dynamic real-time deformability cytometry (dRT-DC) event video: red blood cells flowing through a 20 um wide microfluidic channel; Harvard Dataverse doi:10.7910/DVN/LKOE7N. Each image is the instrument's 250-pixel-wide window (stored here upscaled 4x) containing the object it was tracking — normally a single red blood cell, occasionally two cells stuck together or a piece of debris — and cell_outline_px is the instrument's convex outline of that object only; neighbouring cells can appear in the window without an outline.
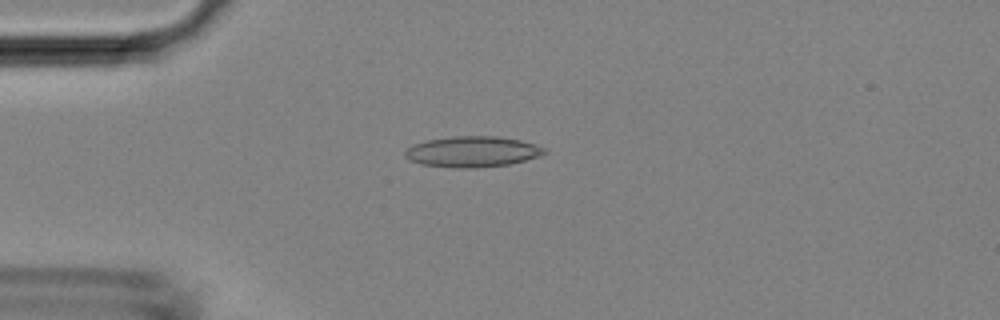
{"species": "Egyptian fruit bat (a non-hibernating species)", "species_latin": "Rousettus aegyptiacus", "temperature_condition": "room temperature", "stored_images_in_passage": 45, "camera_frame_rate_fps": 3000, "um_per_image_px": 0.085, "animal": {"sex": "female"}, "frame": {"image": 1, "passage_image": 11, "time_ms": 3.333, "image_size_px": [1000, 320], "cell_outline_px": [[548, 152], [540, 156], [508, 164], [476, 168], [456, 168], [420, 164], [408, 160], [404, 156], [404, 152], [412, 144], [428, 140], [452, 136], [496, 136], [520, 140], [544, 148]], "centroid_in_image_um": [40.11, 12.89], "position_along_channel_um": 44.9, "area_um2": 24.97}}
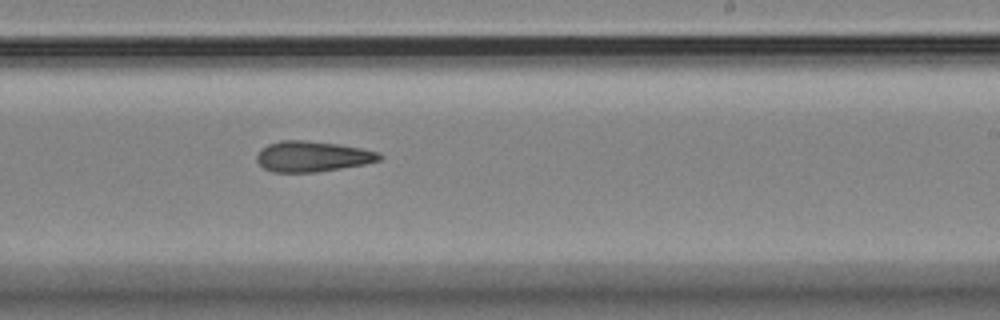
{"frame": {"image": 2, "passage_image": 27, "time_ms": 8.667, "image_size_px": [1000, 320], "cell_outline_px": [[384, 156], [380, 160], [364, 164], [316, 172], [272, 172], [264, 168], [256, 160], [256, 156], [260, 148], [268, 144], [280, 140], [304, 140], [336, 144], [360, 148], [380, 152]], "centroid_in_image_um": [26.53, 13.29], "position_along_channel_um": 262.5, "area_um2": 21.85}}
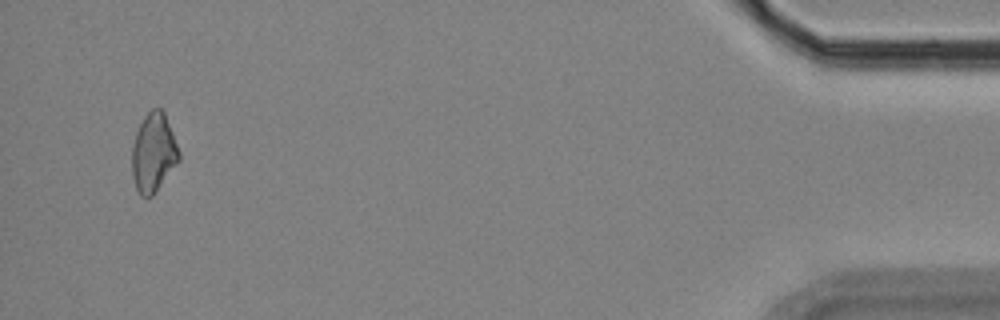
{"frame": {"image": 3, "passage_image": 43, "time_ms": 14.0, "image_size_px": [1000, 320], "cell_outline_px": [[180, 160], [152, 196], [140, 196], [136, 188], [132, 176], [132, 144], [136, 132], [144, 116], [152, 108], [160, 108], [164, 112], [180, 152]], "centroid_in_image_um": [13.04, 12.98], "position_along_channel_um": 422.2, "area_um2": 21.5}}